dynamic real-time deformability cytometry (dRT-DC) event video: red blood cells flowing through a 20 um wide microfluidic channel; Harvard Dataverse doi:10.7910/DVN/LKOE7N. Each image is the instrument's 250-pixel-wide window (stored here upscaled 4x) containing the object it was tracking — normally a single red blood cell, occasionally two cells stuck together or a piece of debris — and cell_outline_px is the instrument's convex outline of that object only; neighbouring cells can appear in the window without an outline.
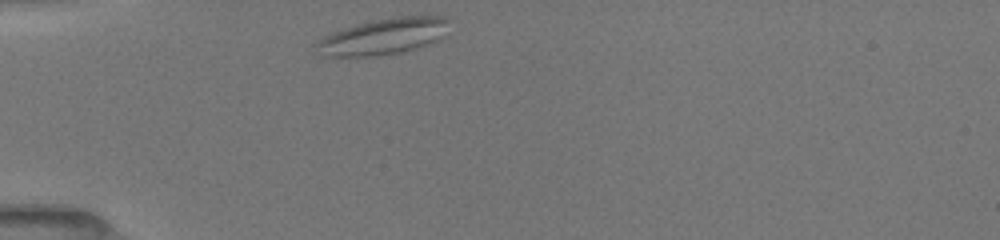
{"species": "common noctule bat (a hibernating species)", "species_latin": "Nyctalus noctula", "temperature_condition": "room temperature", "stored_images_in_passage": 35, "camera_frame_rate_fps": 3000, "um_per_image_px": 0.085, "animal": {"sex": "female", "body_mass_g": 19.5, "forearm_length_mm": 54.1}, "frame": {"image": 1, "passage_image": 1, "time_ms": 0.0, "image_size_px": [1000, 240], "cell_outline_px": [[448, 20], [432, 40], [424, 44], [412, 48], [396, 52], [368, 56], [328, 56], [316, 44], [324, 36], [344, 28], [356, 24], [396, 16], [444, 16]], "centroid_in_image_um": [32.49, 3.07], "position_along_channel_um": 52.5, "area_um2": 26.07}}
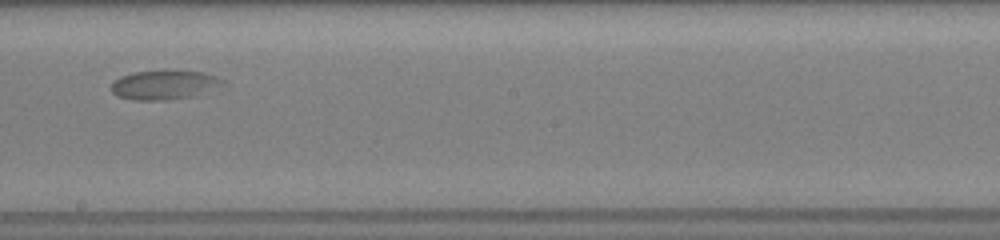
{"frame": {"image": 2, "passage_image": 17, "time_ms": 5.333, "image_size_px": [1000, 240], "cell_outline_px": [[224, 80], [188, 96], [164, 100], [140, 100], [120, 96], [112, 92], [112, 84], [116, 80], [124, 76], [136, 72], [164, 68], [172, 68], [204, 72], [216, 76]], "centroid_in_image_um": [13.86, 7.14], "position_along_channel_um": 234.3, "area_um2": 18.32}}
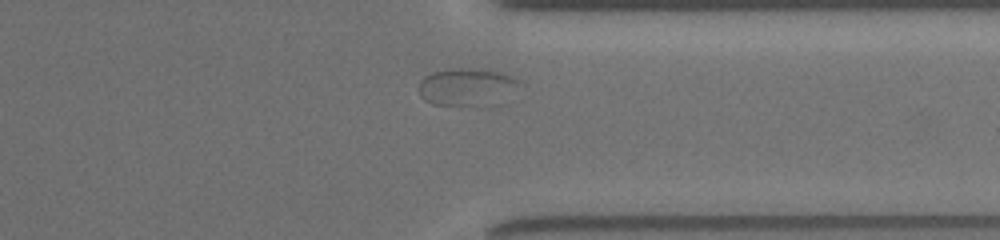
{"frame": {"image": 3, "passage_image": 28, "time_ms": 9.0, "image_size_px": [1000, 240], "cell_outline_px": [[516, 80], [472, 104], [432, 104], [424, 100], [420, 92], [420, 80], [424, 76], [432, 72], [452, 68], [488, 68], [504, 72], [512, 76]], "centroid_in_image_um": [39.29, 7.24], "position_along_channel_um": 372.1, "area_um2": 19.02}}